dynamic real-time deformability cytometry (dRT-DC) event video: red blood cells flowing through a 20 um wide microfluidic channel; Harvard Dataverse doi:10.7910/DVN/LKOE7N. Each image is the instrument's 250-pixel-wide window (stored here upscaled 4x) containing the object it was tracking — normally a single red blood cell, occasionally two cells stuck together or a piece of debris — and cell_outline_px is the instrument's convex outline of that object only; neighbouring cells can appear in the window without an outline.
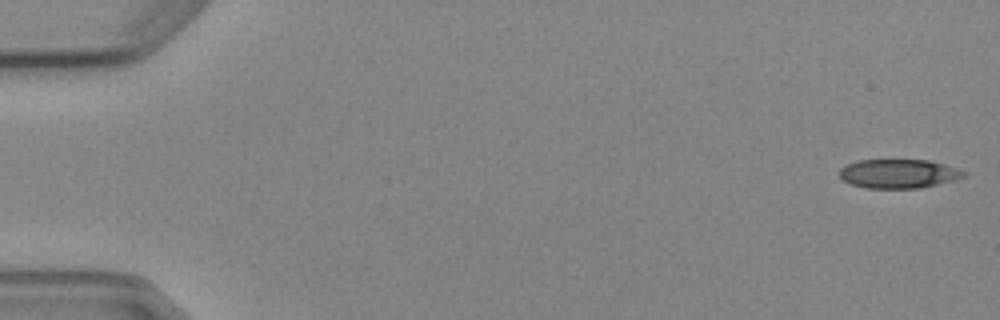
{"species": "Egyptian fruit bat (a non-hibernating species)", "species_latin": "Rousettus aegyptiacus", "temperature_condition": "cold", "stored_images_in_passage": 6, "camera_frame_rate_fps": 3000, "um_per_image_px": 0.085, "animal": {"sex": "female"}, "frame": {"image": 1, "passage_image": 1, "time_ms": 0.0, "image_size_px": [1000, 320], "cell_outline_px": [[968, 176], [956, 180], [920, 188], [868, 188], [852, 184], [844, 180], [840, 176], [840, 168], [856, 160], [928, 160], [944, 164], [968, 172]], "centroid_in_image_um": [76.44, 14.76], "position_along_channel_um": 8.6, "area_um2": 21.04}}
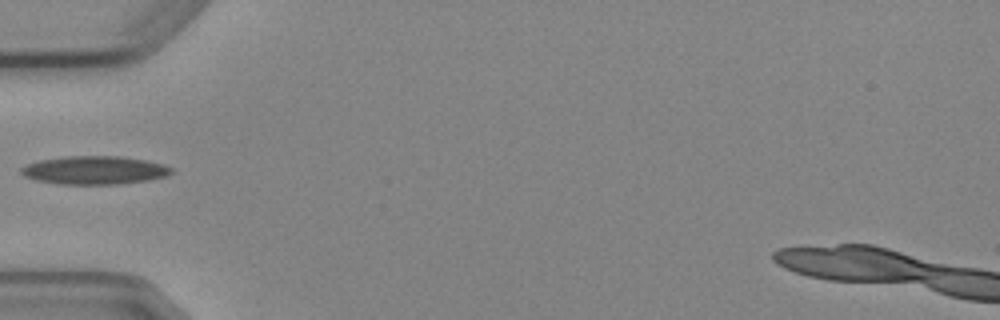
{"frame": {"image": 2, "passage_image": 5, "time_ms": 5.667, "image_size_px": [1000, 320], "cell_outline_px": [[172, 172], [168, 176], [148, 180], [120, 184], [60, 184], [36, 180], [24, 176], [20, 172], [20, 168], [28, 164], [40, 160], [64, 156], [120, 156], [144, 160], [164, 164], [172, 168]], "centroid_in_image_um": [8.04, 14.47], "position_along_channel_um": 77.0, "area_um2": 24.8}}
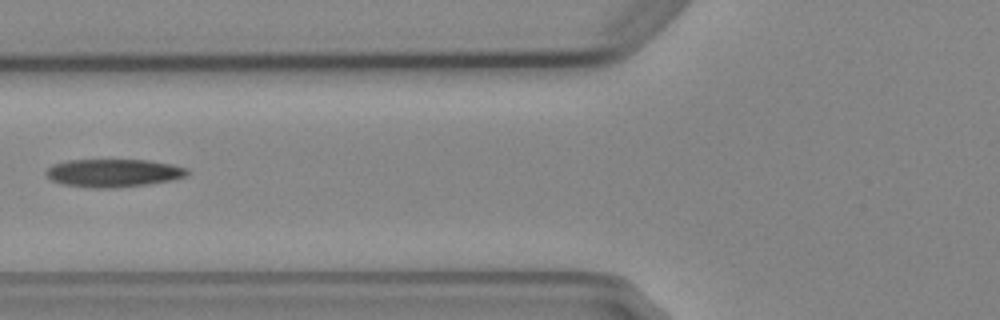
{"frame": {"image": 3, "passage_image": 6, "time_ms": 6.667, "image_size_px": [1000, 320], "cell_outline_px": [[188, 172], [184, 176], [172, 180], [148, 184], [112, 188], [92, 188], [64, 184], [52, 180], [44, 172], [52, 164], [68, 160], [148, 160], [172, 164], [188, 168]], "centroid_in_image_um": [9.63, 14.7], "position_along_channel_um": 116.2, "area_um2": 22.95}}